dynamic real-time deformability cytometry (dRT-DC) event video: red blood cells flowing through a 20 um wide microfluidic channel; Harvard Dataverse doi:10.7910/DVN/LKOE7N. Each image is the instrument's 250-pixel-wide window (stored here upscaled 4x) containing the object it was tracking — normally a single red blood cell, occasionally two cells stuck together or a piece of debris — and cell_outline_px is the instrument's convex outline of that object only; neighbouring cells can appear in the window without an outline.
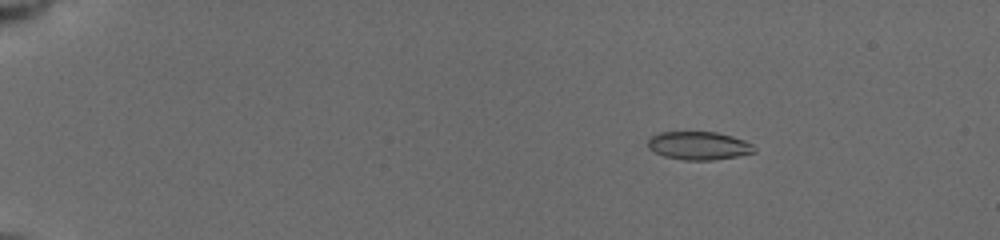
{"species": "common noctule bat (a hibernating species)", "species_latin": "Nyctalus noctula", "temperature_condition": "cold", "stored_images_in_passage": 6, "camera_frame_rate_fps": 3000, "um_per_image_px": 0.085, "animal": {"sex": "female", "body_mass_g": 19.5, "forearm_length_mm": 54.1}, "frame": {"image": 1, "passage_image": 1, "time_ms": 0.0, "image_size_px": [1000, 240], "cell_outline_px": [[756, 152], [736, 156], [712, 160], [684, 160], [664, 156], [648, 148], [648, 140], [652, 136], [660, 132], [716, 132], [732, 136], [744, 140], [752, 144], [756, 148]], "centroid_in_image_um": [59.41, 12.38], "position_along_channel_um": 25.6, "area_um2": 17.4}}
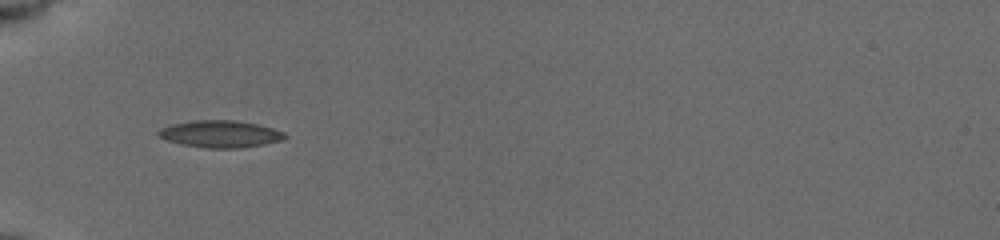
{"frame": {"image": 2, "passage_image": 5, "time_ms": 3.667, "image_size_px": [1000, 240], "cell_outline_px": [[288, 136], [284, 140], [264, 144], [240, 148], [208, 148], [180, 144], [164, 140], [156, 132], [160, 128], [172, 124], [192, 120], [236, 120], [256, 124], [272, 128], [284, 132]], "centroid_in_image_um": [18.72, 11.39], "position_along_channel_um": 66.3, "area_um2": 20.06}}
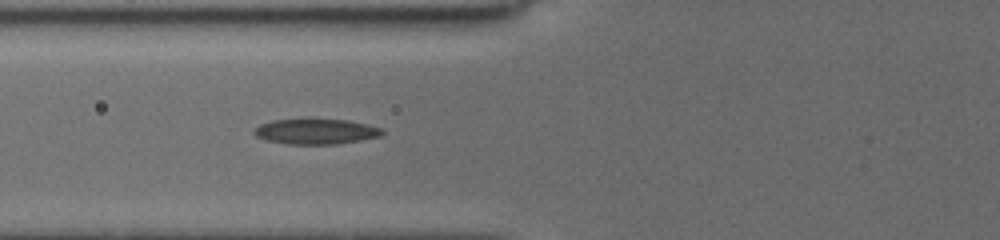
{"frame": {"image": 3, "passage_image": 6, "time_ms": 4.667, "image_size_px": [1000, 240], "cell_outline_px": [[384, 132], [380, 136], [360, 140], [336, 144], [288, 144], [268, 140], [256, 136], [252, 132], [260, 124], [272, 120], [348, 120], [368, 124], [384, 128]], "centroid_in_image_um": [26.89, 11.18], "position_along_channel_um": 98.9, "area_um2": 18.67}}